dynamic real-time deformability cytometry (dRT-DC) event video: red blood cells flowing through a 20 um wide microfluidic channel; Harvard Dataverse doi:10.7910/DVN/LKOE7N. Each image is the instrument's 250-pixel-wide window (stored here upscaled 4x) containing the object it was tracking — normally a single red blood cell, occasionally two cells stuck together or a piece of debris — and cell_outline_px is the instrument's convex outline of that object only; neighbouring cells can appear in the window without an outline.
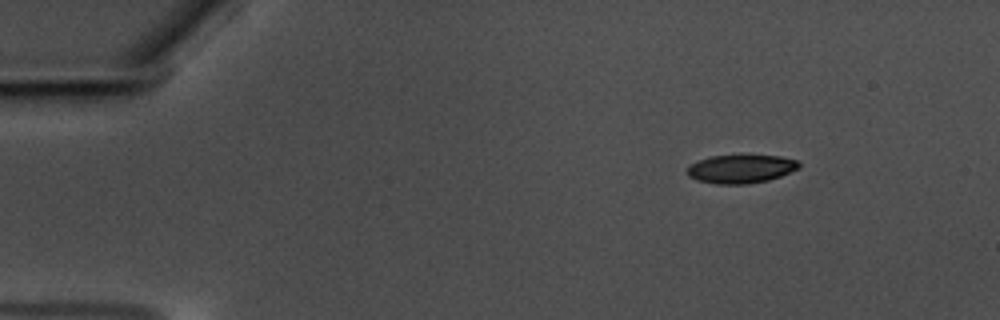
{"species": "common noctule bat (a hibernating species)", "species_latin": "Nyctalus noctula", "temperature_condition": "warm", "stored_images_in_passage": 51, "camera_frame_rate_fps": 3000, "um_per_image_px": 0.085, "animal": {"sex": "male", "body_mass_g": 17.5, "forearm_length_mm": 52.3}, "frame": {"image": 1, "passage_image": 1, "time_ms": 0.0, "image_size_px": [1000, 320], "cell_outline_px": [[800, 168], [780, 176], [768, 180], [744, 184], [716, 184], [696, 180], [688, 176], [688, 168], [692, 164], [700, 160], [712, 156], [780, 156], [796, 160], [800, 164]], "centroid_in_image_um": [62.99, 14.37], "position_along_channel_um": 22.0, "area_um2": 18.21}}
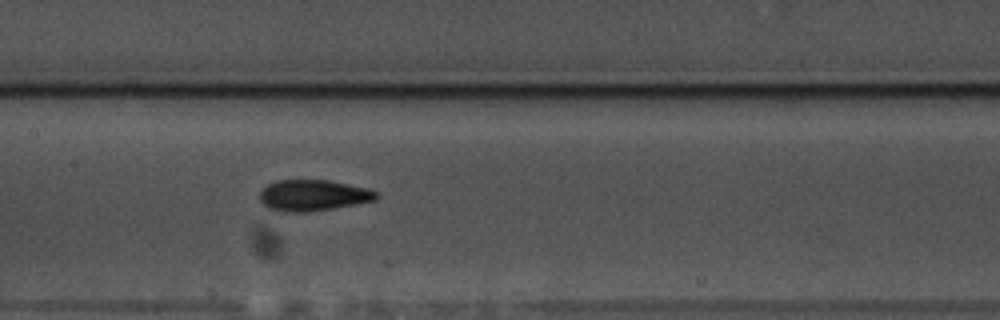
{"frame": {"image": 2, "passage_image": 22, "time_ms": 7.0, "image_size_px": [1000, 320], "cell_outline_px": [[380, 196], [376, 200], [360, 204], [308, 212], [284, 212], [268, 208], [260, 200], [260, 192], [268, 184], [276, 180], [328, 180], [368, 188], [380, 192]], "centroid_in_image_um": [26.68, 16.61], "position_along_channel_um": 180.7, "area_um2": 21.39}}
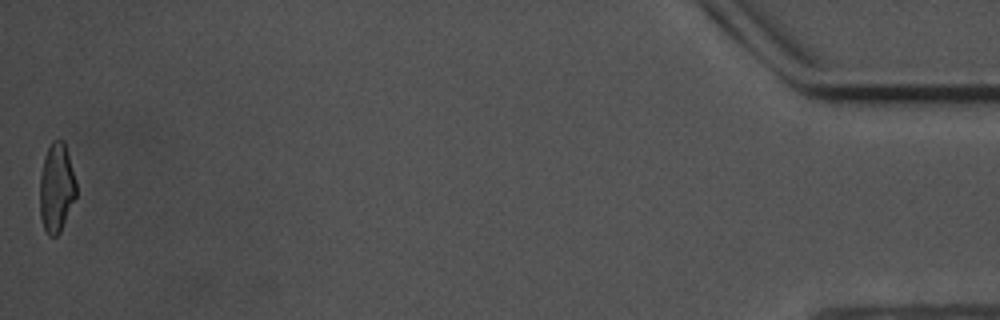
{"frame": {"image": 3, "passage_image": 51, "time_ms": 16.667, "image_size_px": [1000, 320], "cell_outline_px": [[76, 196], [60, 232], [56, 236], [48, 236], [44, 228], [40, 216], [40, 176], [44, 156], [52, 140], [64, 140], [76, 180]], "centroid_in_image_um": [4.8, 15.95], "position_along_channel_um": 430.4, "area_um2": 18.9}, "authors_computed_cell_mechanics": {"area_um2": 20.1722, "velocity_mm_per_s": 3.553, "shape_relaxation_time_tau1_ms": null, "shape_relaxation_time_tau2_ms": 2.9822, "deformation_change_tau1": null, "deformation_change_tau2": 0.1027}}